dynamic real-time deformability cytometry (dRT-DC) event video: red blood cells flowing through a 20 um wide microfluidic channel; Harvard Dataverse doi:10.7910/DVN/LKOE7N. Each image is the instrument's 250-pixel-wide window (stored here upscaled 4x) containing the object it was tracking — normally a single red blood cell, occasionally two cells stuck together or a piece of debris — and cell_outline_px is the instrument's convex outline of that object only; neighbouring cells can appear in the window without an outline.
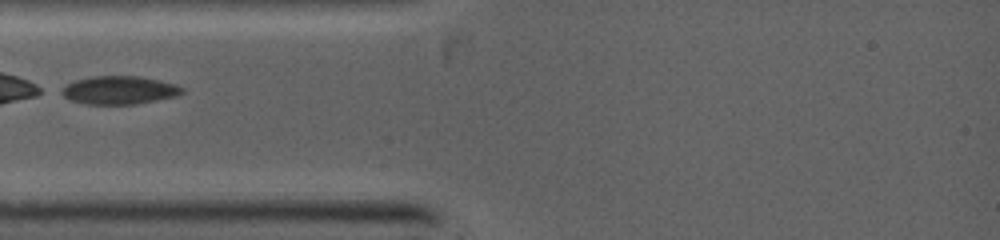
{"species": "common noctule bat (a hibernating species)", "species_latin": "Nyctalus noctula", "temperature_condition": "warm", "stored_images_in_passage": 5, "camera_frame_rate_fps": 5000, "um_per_image_px": 0.085, "animal": {"sex": "female", "body_mass_g": 19.0, "forearm_length_mm": 53.3}, "frame": {"image": 1, "passage_image": 2, "time_ms": 0.4, "image_size_px": [1000, 240], "cell_outline_px": [[184, 92], [176, 96], [136, 104], [84, 104], [72, 100], [56, 92], [68, 84], [76, 80], [92, 76], [140, 76], [160, 80], [176, 84], [184, 88]], "centroid_in_image_um": [10.14, 7.66], "position_along_channel_um": 74.9, "area_um2": 19.88}}
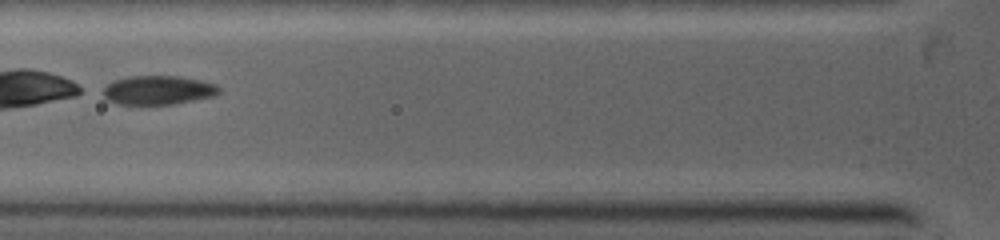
{"frame": {"image": 2, "passage_image": 4, "time_ms": 1.2, "image_size_px": [1000, 240], "cell_outline_px": [[220, 92], [212, 96], [172, 104], [116, 104], [108, 100], [104, 96], [104, 84], [112, 80], [128, 76], [180, 76], [200, 80], [216, 84], [220, 88]], "centroid_in_image_um": [13.39, 7.65], "position_along_channel_um": 112.4, "area_um2": 19.59}}